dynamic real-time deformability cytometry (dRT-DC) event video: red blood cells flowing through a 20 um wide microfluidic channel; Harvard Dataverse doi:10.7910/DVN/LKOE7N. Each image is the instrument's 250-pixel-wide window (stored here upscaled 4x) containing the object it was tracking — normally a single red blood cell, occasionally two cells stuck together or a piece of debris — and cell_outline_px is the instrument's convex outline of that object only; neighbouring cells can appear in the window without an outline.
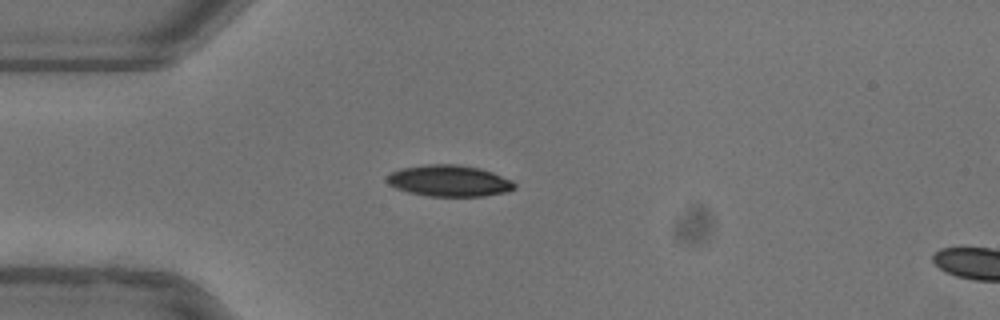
{"species": "common noctule bat (a hibernating species)", "species_latin": "Nyctalus noctula", "temperature_condition": "warm", "stored_images_in_passage": 39, "camera_frame_rate_fps": 3000, "um_per_image_px": 0.085, "animal": {"sex": "female"}, "frame": {"image": 1, "passage_image": 1, "time_ms": 0.0, "image_size_px": [1000, 320], "cell_outline_px": [[516, 188], [504, 192], [484, 196], [428, 196], [408, 192], [396, 188], [388, 184], [384, 180], [392, 172], [400, 168], [424, 164], [456, 164], [480, 168], [492, 172], [512, 180], [516, 184]], "centroid_in_image_um": [38.16, 15.36], "position_along_channel_um": 46.8, "area_um2": 23.41}}
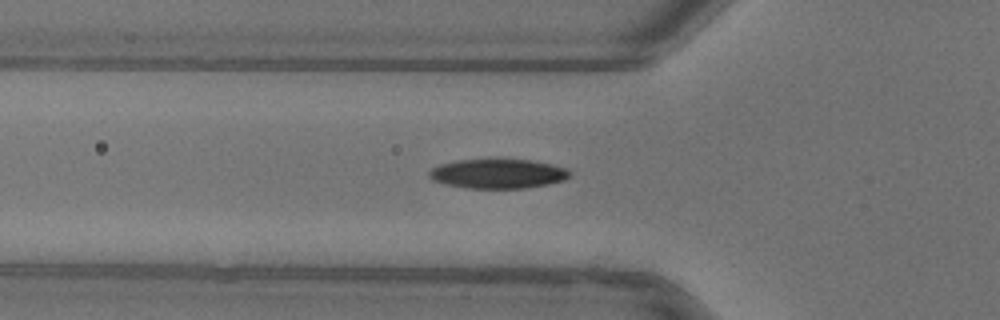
{"frame": {"image": 2, "passage_image": 5, "time_ms": 1.333, "image_size_px": [1000, 320], "cell_outline_px": [[572, 172], [564, 180], [548, 184], [524, 188], [468, 188], [444, 184], [432, 180], [428, 176], [428, 172], [432, 168], [440, 164], [460, 160], [532, 160], [552, 164], [568, 168]], "centroid_in_image_um": [42.33, 14.77], "position_along_channel_um": 83.5, "area_um2": 24.04}}
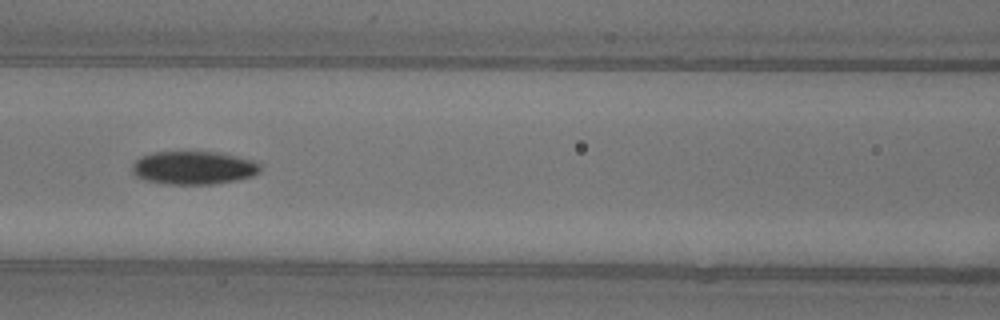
{"frame": {"image": 3, "passage_image": 10, "time_ms": 3.0, "image_size_px": [1000, 320], "cell_outline_px": [[260, 172], [252, 176], [236, 180], [212, 184], [164, 184], [144, 180], [136, 176], [132, 172], [132, 164], [140, 156], [152, 152], [220, 152], [256, 160], [260, 164]], "centroid_in_image_um": [16.46, 14.26], "position_along_channel_um": 150.1, "area_um2": 25.09}, "authors_computed_cell_mechanics": {"area_um2": 23.7558, "velocity_mm_per_s": 3.9377, "shape_relaxation_time_tau1_ms": 3.9618, "shape_relaxation_time_tau2_ms": 10.6447, "deformation_change_tau1": 0.1704, "deformation_change_tau2": 0.1242}}